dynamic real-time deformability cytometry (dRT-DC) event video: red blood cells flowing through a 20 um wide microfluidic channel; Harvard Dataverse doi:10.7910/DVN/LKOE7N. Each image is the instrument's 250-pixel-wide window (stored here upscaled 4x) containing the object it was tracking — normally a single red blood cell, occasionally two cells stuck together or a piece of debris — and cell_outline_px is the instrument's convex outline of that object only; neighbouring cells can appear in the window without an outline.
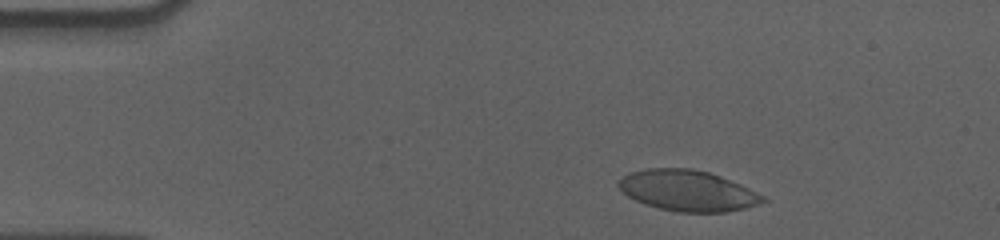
{"species": "human", "species_latin": "Homo sapiens", "temperature_condition": "cold", "stored_images_in_passage": 44, "camera_frame_rate_fps": 3000, "um_per_image_px": 0.085, "donor": {"sex": "male"}, "frame": {"image": 1, "passage_image": 5, "time_ms": 1.333, "image_size_px": [1000, 240], "cell_outline_px": [[768, 200], [760, 204], [744, 208], [724, 212], [676, 212], [644, 204], [628, 196], [616, 184], [628, 172], [648, 168], [692, 168], [708, 172], [720, 176], [740, 184], [764, 196]], "centroid_in_image_um": [58.45, 16.2], "position_along_channel_um": 26.6, "area_um2": 34.22}}
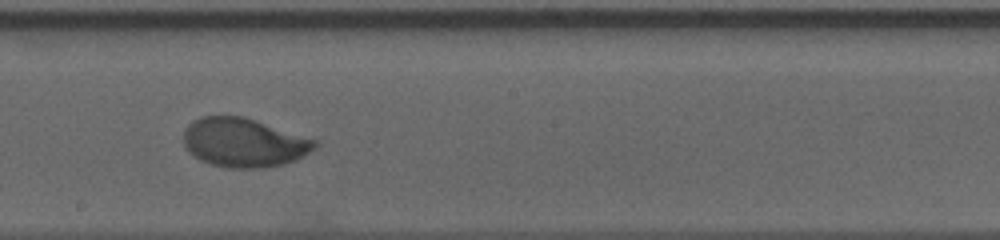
{"frame": {"image": 2, "passage_image": 28, "time_ms": 9.0, "image_size_px": [1000, 240], "cell_outline_px": [[320, 140], [316, 148], [296, 160], [284, 164], [260, 168], [228, 168], [212, 164], [200, 160], [192, 156], [184, 148], [184, 128], [192, 120], [200, 116], [244, 116]], "centroid_in_image_um": [20.74, 12.11], "position_along_channel_um": 227.5, "area_um2": 38.09}}
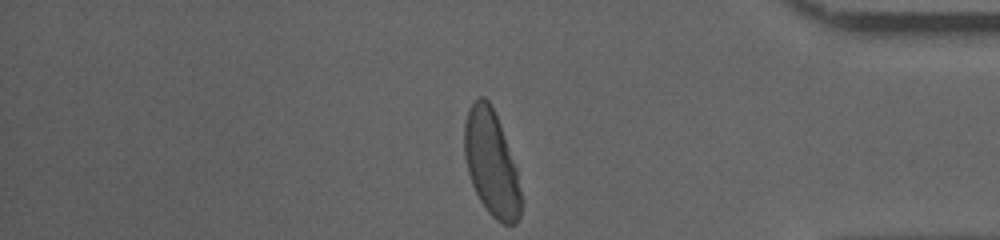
{"frame": {"image": 3, "passage_image": 44, "time_ms": 14.333, "image_size_px": [1000, 240], "cell_outline_px": [[520, 216], [516, 224], [504, 224], [496, 220], [488, 212], [480, 200], [472, 184], [468, 172], [464, 156], [464, 124], [468, 108], [480, 96], [484, 96], [492, 104], [516, 168], [520, 192]], "centroid_in_image_um": [41.74, 13.86], "position_along_channel_um": 393.5, "area_um2": 34.45}, "authors_computed_cell_mechanics": {"area_um2": 36.5007, "velocity_mm_per_s": 3.5704, "shape_relaxation_time_tau1_ms": 3.4601, "shape_relaxation_time_tau2_ms": null, "deformation_change_tau1": 0.1652, "deformation_change_tau2": null}}